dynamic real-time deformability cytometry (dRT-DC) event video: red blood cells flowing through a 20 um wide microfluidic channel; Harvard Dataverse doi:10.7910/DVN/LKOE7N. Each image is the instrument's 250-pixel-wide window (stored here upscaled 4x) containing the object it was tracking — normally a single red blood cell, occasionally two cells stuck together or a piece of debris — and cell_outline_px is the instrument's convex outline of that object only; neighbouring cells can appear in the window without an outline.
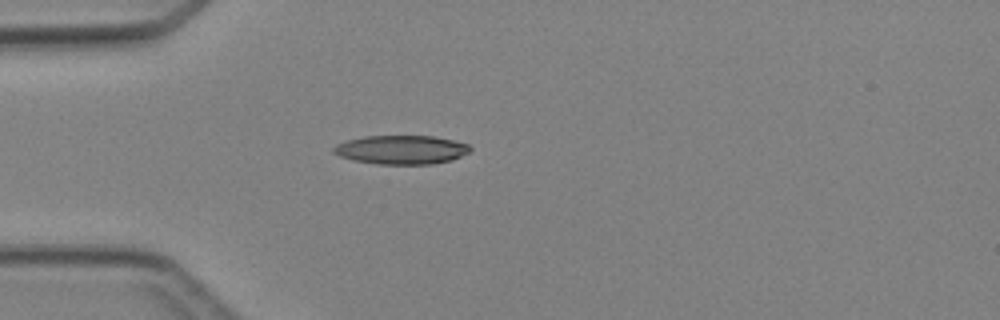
{"species": "Egyptian fruit bat (a non-hibernating species)", "species_latin": "Rousettus aegyptiacus", "temperature_condition": "cold", "stored_images_in_passage": 1, "camera_frame_rate_fps": 3000, "um_per_image_px": 0.085, "animal": {"sex": "female"}, "frame": {"image": 1, "passage_image": 1, "time_ms": 0.0, "image_size_px": [1000, 320], "cell_outline_px": [[472, 148], [468, 152], [452, 160], [432, 164], [376, 164], [352, 160], [340, 156], [332, 152], [332, 148], [336, 144], [348, 140], [364, 136], [432, 136], [452, 140], [468, 144]], "centroid_in_image_um": [34.08, 12.73], "position_along_channel_um": 50.9, "area_um2": 22.95}}